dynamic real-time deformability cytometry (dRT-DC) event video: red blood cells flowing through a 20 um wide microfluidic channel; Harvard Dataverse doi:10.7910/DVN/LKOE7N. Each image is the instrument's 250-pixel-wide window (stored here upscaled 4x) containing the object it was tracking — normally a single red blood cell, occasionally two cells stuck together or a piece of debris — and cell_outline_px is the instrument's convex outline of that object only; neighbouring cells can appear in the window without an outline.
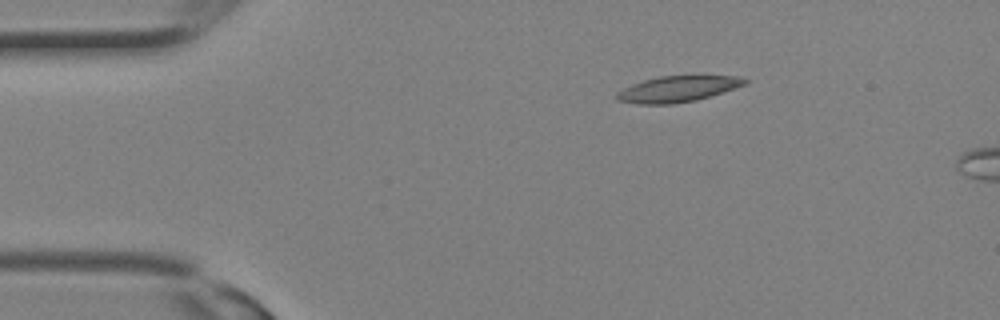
{"species": "Egyptian fruit bat (a non-hibernating species)", "species_latin": "Rousettus aegyptiacus", "temperature_condition": "room temperature", "stored_images_in_passage": 5, "camera_frame_rate_fps": 3000, "um_per_image_px": 0.085, "animal": {"sex": "female"}, "frame": {"image": 1, "passage_image": 1, "time_ms": 0.0, "image_size_px": [1000, 320], "cell_outline_px": [[748, 84], [724, 92], [696, 100], [672, 104], [636, 104], [616, 100], [616, 92], [632, 84], [644, 80], [660, 76], [736, 76], [748, 80]], "centroid_in_image_um": [57.6, 7.57], "position_along_channel_um": 27.4, "area_um2": 19.36}}